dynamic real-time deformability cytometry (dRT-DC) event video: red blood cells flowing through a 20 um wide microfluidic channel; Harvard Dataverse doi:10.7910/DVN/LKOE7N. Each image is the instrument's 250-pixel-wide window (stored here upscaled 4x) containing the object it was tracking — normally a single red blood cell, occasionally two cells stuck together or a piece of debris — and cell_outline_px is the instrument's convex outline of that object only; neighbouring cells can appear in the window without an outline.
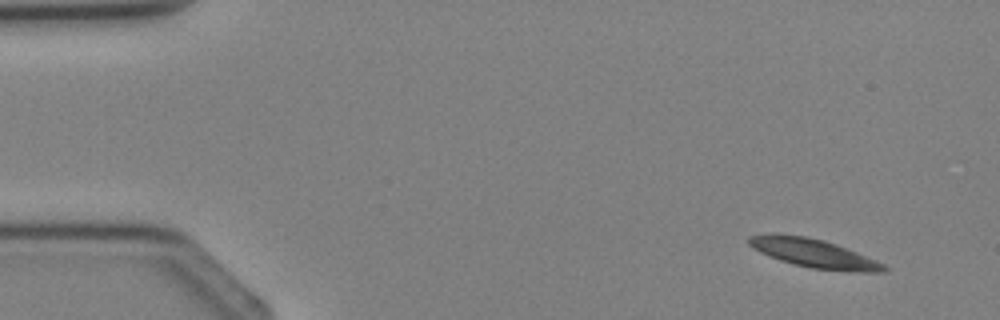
{"species": "Egyptian fruit bat (a non-hibernating species)", "species_latin": "Rousettus aegyptiacus", "temperature_condition": "cold", "stored_images_in_passage": 4, "segment_of_instrument_passage": [1, 2], "camera_frame_rate_fps": 3000, "um_per_image_px": 0.085, "animal": {"sex": "female"}, "frame": {"image": 1, "passage_image": 1, "time_ms": 0.0, "image_size_px": [1000, 320], "cell_outline_px": [[888, 268], [884, 272], [852, 272], [812, 268], [792, 264], [780, 260], [760, 252], [752, 248], [748, 244], [748, 236], [772, 232], [808, 236], [824, 240], [836, 244], [876, 260], [884, 264]], "centroid_in_image_um": [69.12, 21.51], "position_along_channel_um": 15.9, "area_um2": 22.83}}
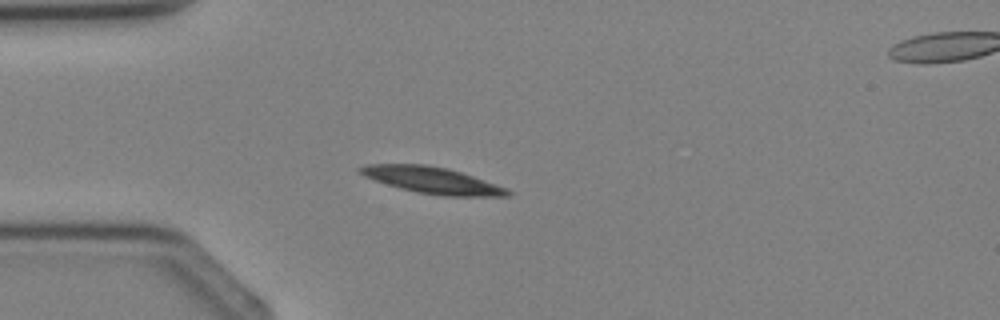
{"frame": {"image": 2, "passage_image": 3, "time_ms": 2.333, "image_size_px": [1000, 320], "cell_outline_px": [[512, 196], [444, 196], [416, 192], [400, 188], [364, 176], [356, 168], [368, 164], [424, 164], [448, 168], [508, 188], [512, 192]], "centroid_in_image_um": [36.77, 15.32], "position_along_channel_um": 48.2, "area_um2": 22.6}}